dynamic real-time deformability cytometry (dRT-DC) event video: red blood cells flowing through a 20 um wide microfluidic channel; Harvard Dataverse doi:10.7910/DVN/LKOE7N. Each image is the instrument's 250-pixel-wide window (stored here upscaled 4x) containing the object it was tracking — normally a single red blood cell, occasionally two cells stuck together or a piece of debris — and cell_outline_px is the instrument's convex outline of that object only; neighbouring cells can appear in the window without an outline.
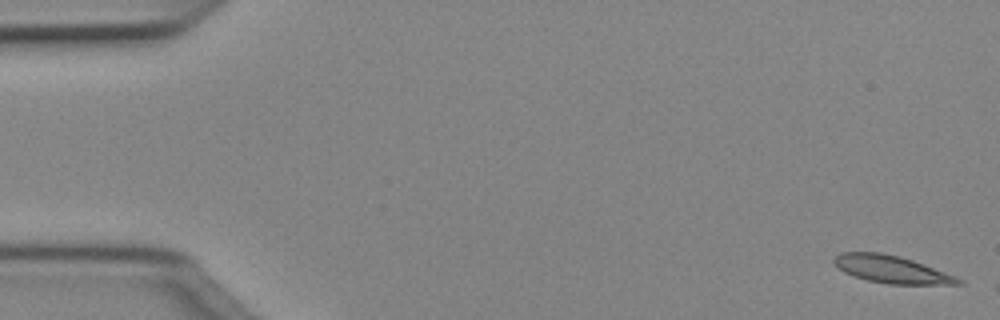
{"species": "Egyptian fruit bat (a non-hibernating species)", "species_latin": "Rousettus aegyptiacus", "temperature_condition": "cold", "stored_images_in_passage": 12, "camera_frame_rate_fps": 3000, "um_per_image_px": 0.085, "animal": {"sex": "female"}, "frame": {"image": 1, "passage_image": 1, "time_ms": 0.0, "image_size_px": [1000, 320], "cell_outline_px": [[964, 284], [888, 284], [868, 280], [844, 272], [832, 260], [840, 252], [880, 252], [912, 260], [924, 264], [956, 276], [964, 280]], "centroid_in_image_um": [75.81, 22.89], "position_along_channel_um": 9.2, "area_um2": 19.59}}